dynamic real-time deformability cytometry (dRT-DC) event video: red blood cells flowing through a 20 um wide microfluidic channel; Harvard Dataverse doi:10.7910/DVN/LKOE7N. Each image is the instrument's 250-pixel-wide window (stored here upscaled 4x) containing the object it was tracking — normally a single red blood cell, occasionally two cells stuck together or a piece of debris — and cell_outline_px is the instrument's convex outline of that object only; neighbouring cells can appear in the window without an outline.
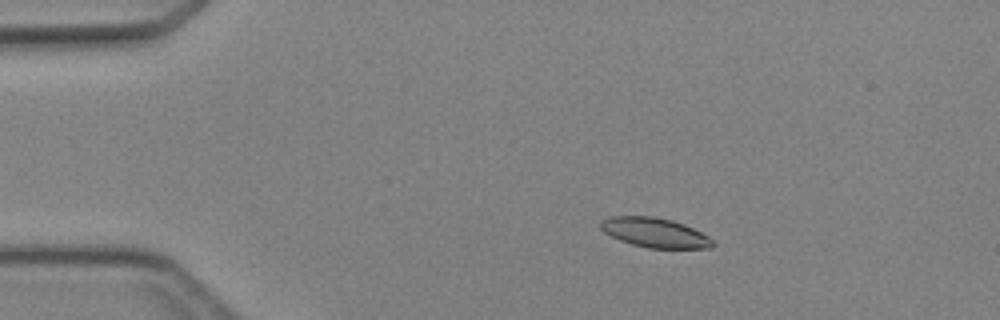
{"species": "Egyptian fruit bat (a non-hibernating species)", "species_latin": "Rousettus aegyptiacus", "temperature_condition": "cold", "stored_images_in_passage": 5, "camera_frame_rate_fps": 3000, "um_per_image_px": 0.085, "animal": {"sex": "female"}, "frame": {"image": 1, "passage_image": 3, "time_ms": 2.667, "image_size_px": [1000, 320], "cell_outline_px": [[716, 244], [712, 248], [648, 248], [632, 244], [620, 240], [604, 232], [600, 228], [600, 220], [608, 216], [652, 216], [672, 220], [684, 224], [708, 236]], "centroid_in_image_um": [55.64, 19.77], "position_along_channel_um": 29.4, "area_um2": 19.36}}